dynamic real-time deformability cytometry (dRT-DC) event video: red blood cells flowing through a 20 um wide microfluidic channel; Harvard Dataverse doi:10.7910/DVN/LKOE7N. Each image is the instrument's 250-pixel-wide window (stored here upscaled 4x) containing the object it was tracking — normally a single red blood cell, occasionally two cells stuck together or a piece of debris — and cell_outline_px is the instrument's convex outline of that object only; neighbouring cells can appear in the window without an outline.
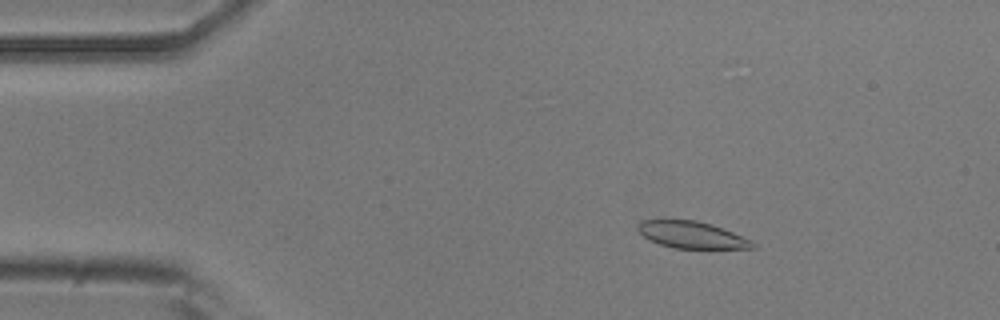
{"species": "common noctule bat (a hibernating species)", "species_latin": "Nyctalus noctula", "temperature_condition": "room temperature", "stored_images_in_passage": 54, "camera_frame_rate_fps": 3000, "um_per_image_px": 0.085, "animal": {"sex": "male", "body_mass_g": 20.5, "forearm_length_mm": 52.5}, "frame": {"image": 1, "passage_image": 9, "time_ms": 2.667, "image_size_px": [1000, 320], "cell_outline_px": [[756, 248], [672, 248], [648, 240], [636, 228], [636, 224], [640, 220], [696, 220], [712, 224], [752, 240], [756, 244]], "centroid_in_image_um": [58.77, 19.96], "position_along_channel_um": 26.2, "area_um2": 17.98}}
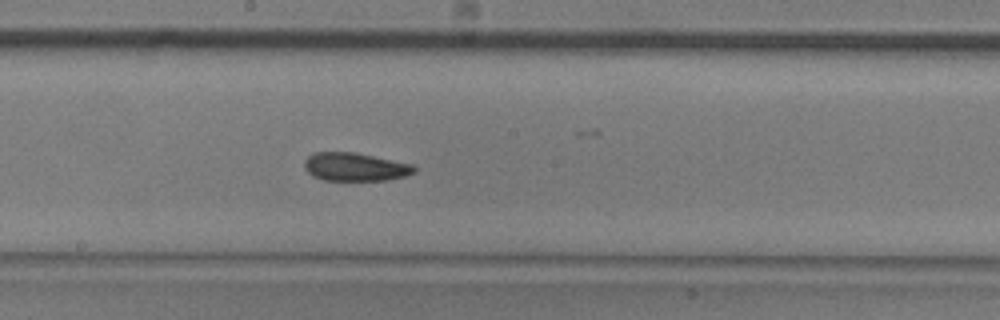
{"frame": {"image": 2, "passage_image": 29, "time_ms": 9.333, "image_size_px": [1000, 320], "cell_outline_px": [[416, 172], [404, 176], [384, 180], [324, 180], [312, 176], [304, 168], [304, 160], [312, 152], [356, 152], [412, 164], [416, 168]], "centroid_in_image_um": [30.15, 14.17], "position_along_channel_um": 218.0, "area_um2": 18.15}}
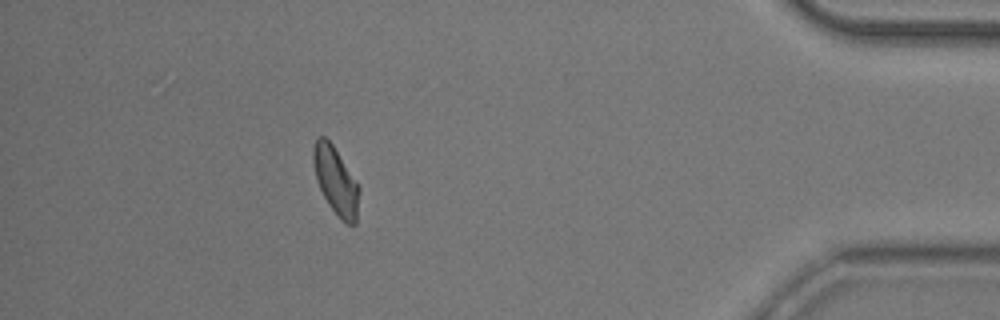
{"frame": {"image": 3, "passage_image": 48, "time_ms": 15.667, "image_size_px": [1000, 320], "cell_outline_px": [[360, 188], [356, 224], [348, 224], [340, 220], [328, 204], [316, 180], [312, 160], [312, 148], [316, 136], [324, 136], [332, 144], [360, 184]], "centroid_in_image_um": [28.54, 15.35], "position_along_channel_um": 406.7, "area_um2": 18.44}, "authors_computed_cell_mechanics": {"area_um2": 18.6116, "velocity_mm_per_s": 3.7901, "shape_relaxation_time_tau1_ms": 5.8646, "shape_relaxation_time_tau2_ms": 2.0061, "deformation_change_tau1": 0.1309, "deformation_change_tau2": 0.0805}}